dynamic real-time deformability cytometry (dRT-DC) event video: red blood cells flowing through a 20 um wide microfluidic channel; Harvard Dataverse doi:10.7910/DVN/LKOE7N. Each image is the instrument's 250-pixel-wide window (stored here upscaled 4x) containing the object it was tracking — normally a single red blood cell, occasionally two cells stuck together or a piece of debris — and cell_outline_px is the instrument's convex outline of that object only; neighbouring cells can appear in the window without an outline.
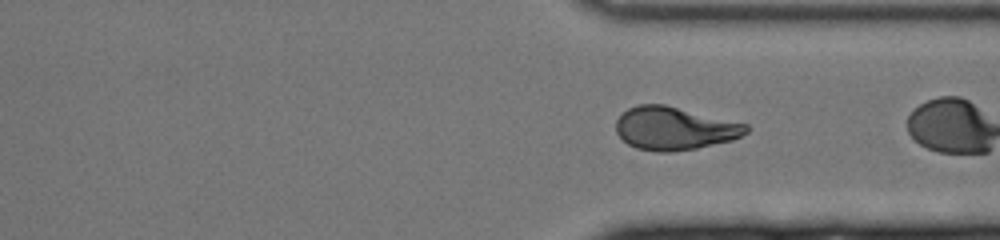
{"species": "human", "species_latin": "Homo sapiens", "temperature_condition": "cold", "stored_images_in_passage": 58, "segment_of_instrument_passage": [2, 2], "camera_frame_rate_fps": 3000, "um_per_image_px": 0.085, "donor": {"sex": "female"}, "frame": {"image": 1, "passage_image": 56, "time_ms": 18.333, "image_size_px": [1000, 240], "cell_outline_px": [[752, 128], [748, 132], [732, 140], [696, 148], [672, 152], [656, 152], [636, 148], [628, 144], [616, 132], [616, 120], [628, 108], [636, 104], [664, 104], [748, 124]], "centroid_in_image_um": [57.33, 10.91], "position_along_channel_um": 354.1, "area_um2": 32.71}}